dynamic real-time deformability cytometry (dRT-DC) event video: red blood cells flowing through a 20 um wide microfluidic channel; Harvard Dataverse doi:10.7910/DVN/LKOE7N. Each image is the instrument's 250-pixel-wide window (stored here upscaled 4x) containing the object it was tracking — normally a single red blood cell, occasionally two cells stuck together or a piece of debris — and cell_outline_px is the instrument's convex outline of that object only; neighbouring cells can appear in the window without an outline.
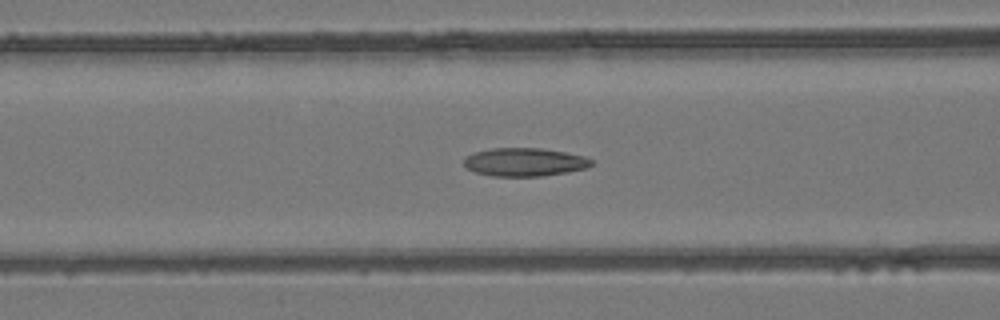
{"species": "common noctule bat (a hibernating species)", "species_latin": "Nyctalus noctula", "temperature_condition": "room temperature", "stored_images_in_passage": 38, "camera_frame_rate_fps": 3000, "um_per_image_px": 0.085, "animal": {"sex": "female", "body_mass_g": 24.6, "forearm_length_mm": 56.2}, "frame": {"image": 1, "passage_image": 18, "time_ms": 5.667, "image_size_px": [1000, 320], "cell_outline_px": [[592, 164], [588, 168], [568, 172], [544, 176], [492, 176], [476, 172], [468, 168], [464, 164], [464, 160], [472, 152], [492, 148], [540, 148], [564, 152], [584, 156], [592, 160]], "centroid_in_image_um": [44.6, 13.78], "position_along_channel_um": 122.0, "area_um2": 20.98}}
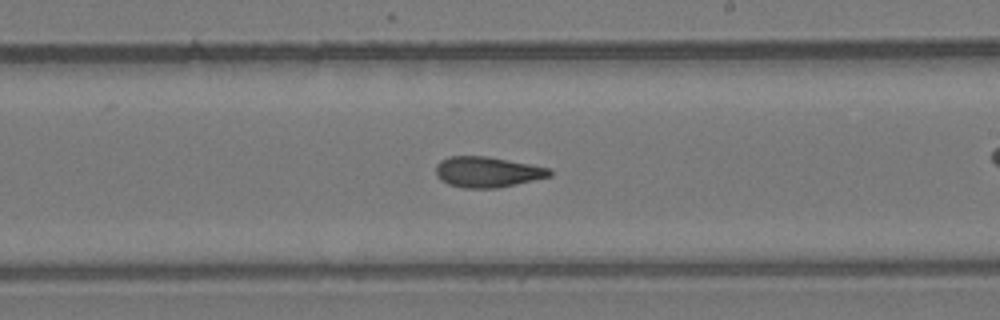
{"frame": {"image": 2, "passage_image": 27, "time_ms": 8.667, "image_size_px": [1000, 320], "cell_outline_px": [[552, 176], [516, 184], [496, 188], [464, 188], [448, 184], [440, 180], [436, 176], [436, 164], [440, 160], [448, 156], [488, 156], [552, 168]], "centroid_in_image_um": [41.42, 14.61], "position_along_channel_um": 247.6, "area_um2": 20.52}}
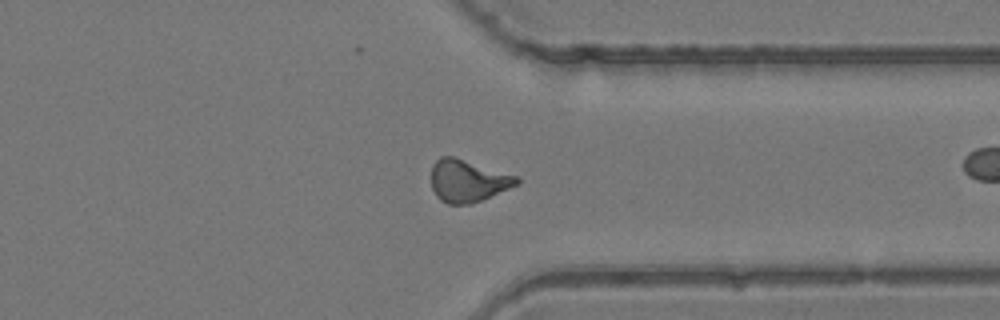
{"frame": {"image": 3, "passage_image": 36, "time_ms": 11.667, "image_size_px": [1000, 320], "cell_outline_px": [[520, 184], [472, 204], [448, 204], [440, 200], [436, 196], [432, 188], [432, 164], [440, 156], [452, 156], [520, 176]], "centroid_in_image_um": [39.79, 15.37], "position_along_channel_um": 371.6, "area_um2": 21.27}}